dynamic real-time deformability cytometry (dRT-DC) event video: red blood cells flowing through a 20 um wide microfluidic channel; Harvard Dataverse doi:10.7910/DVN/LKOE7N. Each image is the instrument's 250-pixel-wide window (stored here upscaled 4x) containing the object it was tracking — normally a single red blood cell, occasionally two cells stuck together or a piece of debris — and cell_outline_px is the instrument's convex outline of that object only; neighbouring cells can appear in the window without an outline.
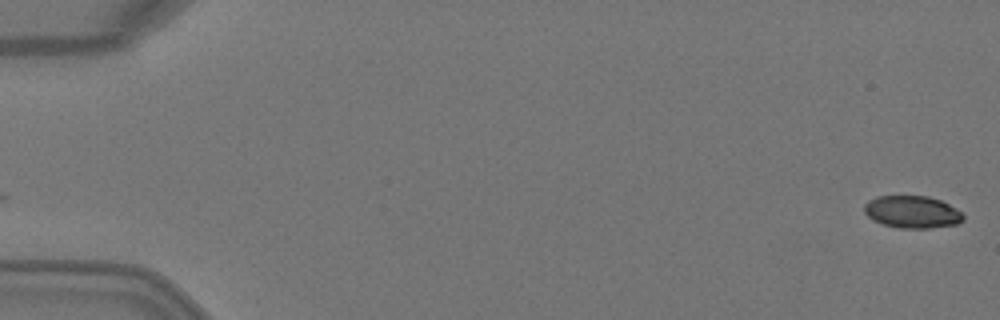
{"species": "Egyptian fruit bat (a non-hibernating species)", "species_latin": "Rousettus aegyptiacus", "temperature_condition": "warm", "stored_images_in_passage": 2, "camera_frame_rate_fps": 3000, "um_per_image_px": 0.085, "animal": {"sex": "female"}, "frame": {"image": 1, "passage_image": 2, "time_ms": 0.333, "image_size_px": [1000, 320], "cell_outline_px": [[964, 220], [956, 224], [928, 228], [900, 228], [884, 224], [872, 220], [864, 212], [864, 204], [868, 200], [876, 196], [928, 196], [940, 200], [956, 208], [964, 216]], "centroid_in_image_um": [77.52, 18.01], "position_along_channel_um": 7.5, "area_um2": 18.61}}